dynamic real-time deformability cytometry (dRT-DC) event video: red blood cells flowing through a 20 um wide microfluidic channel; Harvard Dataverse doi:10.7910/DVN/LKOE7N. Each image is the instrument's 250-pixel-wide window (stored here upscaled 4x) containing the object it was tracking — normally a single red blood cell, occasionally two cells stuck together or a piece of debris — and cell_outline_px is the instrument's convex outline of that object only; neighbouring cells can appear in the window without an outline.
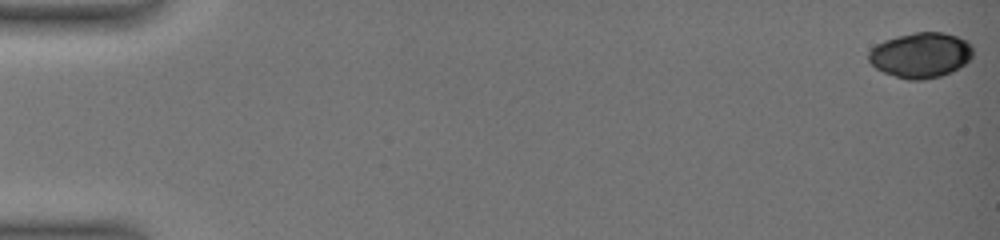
{"species": "common noctule bat (a hibernating species)", "species_latin": "Nyctalus noctula", "temperature_condition": "warm", "stored_images_in_passage": 12, "camera_frame_rate_fps": 3000, "um_per_image_px": 0.085, "animal": {"sex": "female", "body_mass_g": 19.0, "forearm_length_mm": 51.5}, "frame": {"image": 1, "passage_image": 1, "time_ms": 0.0, "image_size_px": [1000, 240], "cell_outline_px": [[972, 56], [964, 64], [952, 72], [940, 76], [924, 80], [908, 80], [884, 72], [876, 68], [868, 60], [868, 52], [876, 44], [884, 40], [916, 32], [944, 32], [968, 40], [972, 44]], "centroid_in_image_um": [78.27, 4.68], "position_along_channel_um": 6.7, "area_um2": 27.51}}
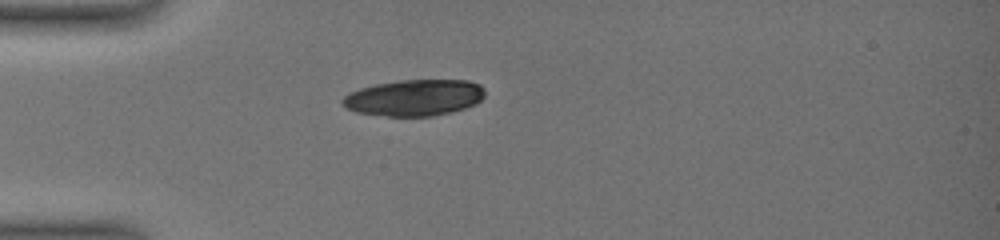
{"frame": {"image": 2, "passage_image": 9, "time_ms": 5.667, "image_size_px": [1000, 240], "cell_outline_px": [[484, 96], [476, 104], [452, 112], [432, 116], [388, 116], [356, 112], [340, 104], [340, 100], [348, 92], [360, 88], [376, 84], [400, 80], [468, 80], [480, 84], [484, 88]], "centroid_in_image_um": [35.2, 8.3], "position_along_channel_um": 49.8, "area_um2": 30.29}}
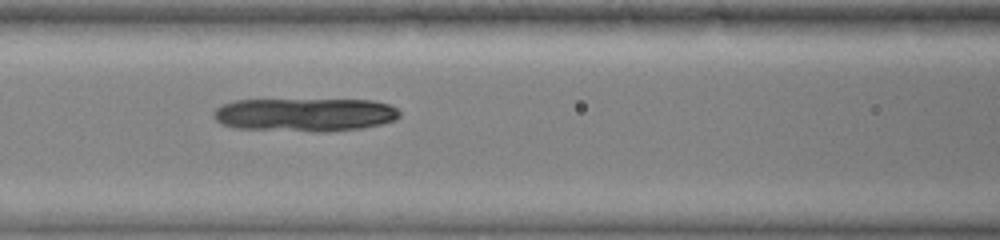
{"frame": {"image": 3, "passage_image": 12, "time_ms": 8.667, "image_size_px": [1000, 240], "cell_outline_px": [[400, 116], [396, 120], [364, 128], [328, 132], [316, 132], [232, 128], [220, 124], [212, 116], [212, 112], [220, 104], [236, 100], [372, 100], [388, 104], [396, 108], [400, 112]], "centroid_in_image_um": [25.88, 9.76], "position_along_channel_um": 140.7, "area_um2": 36.7}}